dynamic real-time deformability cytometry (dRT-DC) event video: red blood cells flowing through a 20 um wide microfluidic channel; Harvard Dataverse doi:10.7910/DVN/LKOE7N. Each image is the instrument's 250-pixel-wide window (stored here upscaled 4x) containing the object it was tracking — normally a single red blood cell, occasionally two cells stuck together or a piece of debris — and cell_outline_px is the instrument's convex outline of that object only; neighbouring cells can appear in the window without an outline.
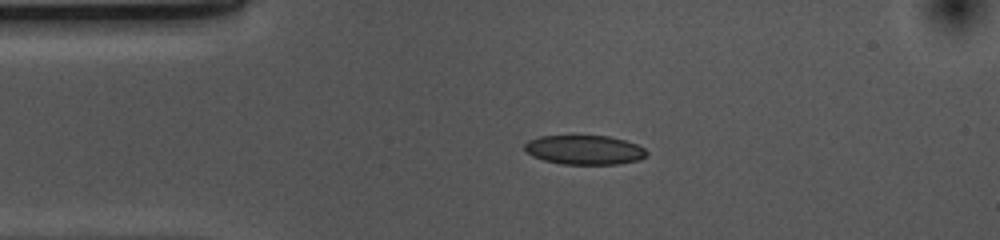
{"species": "common noctule bat (a hibernating species)", "species_latin": "Nyctalus noctula", "temperature_condition": "cold", "stored_images_in_passage": 43, "camera_frame_rate_fps": 3000, "um_per_image_px": 0.085, "animal": {"sex": "female", "body_mass_g": 10.0, "forearm_length_mm": 53.1}, "frame": {"image": 1, "passage_image": 1, "time_ms": 0.0, "image_size_px": [1000, 240], "cell_outline_px": [[648, 152], [640, 160], [620, 164], [560, 164], [544, 160], [532, 156], [524, 148], [524, 144], [528, 140], [540, 136], [608, 136], [624, 140], [636, 144], [644, 148]], "centroid_in_image_um": [49.67, 12.74], "position_along_channel_um": 35.3, "area_um2": 20.81}}
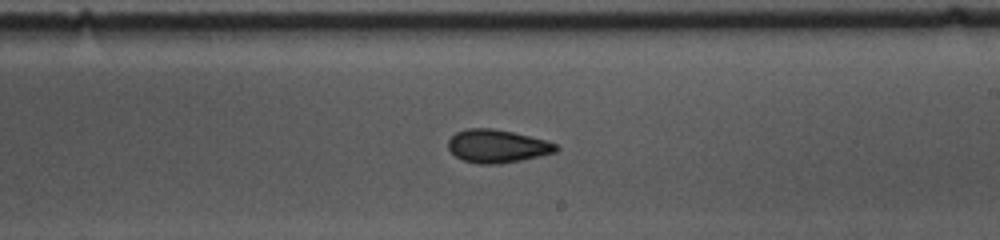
{"frame": {"image": 2, "passage_image": 20, "time_ms": 6.333, "image_size_px": [1000, 240], "cell_outline_px": [[560, 148], [556, 152], [540, 156], [500, 164], [480, 164], [464, 160], [456, 156], [448, 148], [448, 140], [456, 132], [468, 128], [492, 128], [512, 132], [544, 140], [556, 144]], "centroid_in_image_um": [42.26, 12.42], "position_along_channel_um": 246.7, "area_um2": 20.63}}
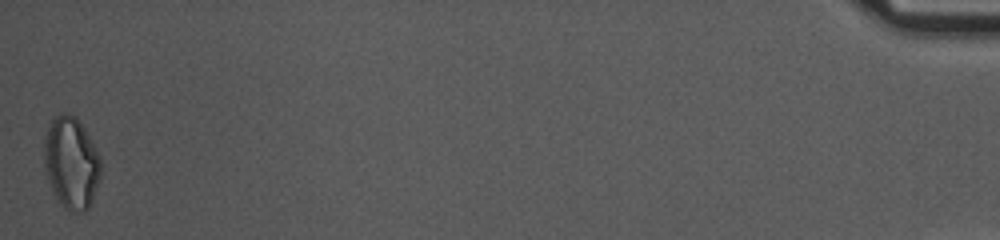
{"frame": {"image": 3, "passage_image": 43, "time_ms": 14.0, "image_size_px": [1000, 240], "cell_outline_px": [[100, 180], [92, 200], [88, 208], [84, 212], [72, 212], [64, 208], [60, 204], [48, 180], [44, 164], [44, 140], [48, 128], [52, 120], [56, 116], [64, 112], [68, 112], [76, 116], [84, 128], [100, 156]], "centroid_in_image_um": [6.06, 13.84], "position_along_channel_um": 429.1, "area_um2": 30.29}, "authors_computed_cell_mechanics": {"area_um2": 21.097, "velocity_mm_per_s": 3.7115, "shape_relaxation_time_tau1_ms": null, "shape_relaxation_time_tau2_ms": 2.9514, "deformation_change_tau1": null, "deformation_change_tau2": 0.0712}}